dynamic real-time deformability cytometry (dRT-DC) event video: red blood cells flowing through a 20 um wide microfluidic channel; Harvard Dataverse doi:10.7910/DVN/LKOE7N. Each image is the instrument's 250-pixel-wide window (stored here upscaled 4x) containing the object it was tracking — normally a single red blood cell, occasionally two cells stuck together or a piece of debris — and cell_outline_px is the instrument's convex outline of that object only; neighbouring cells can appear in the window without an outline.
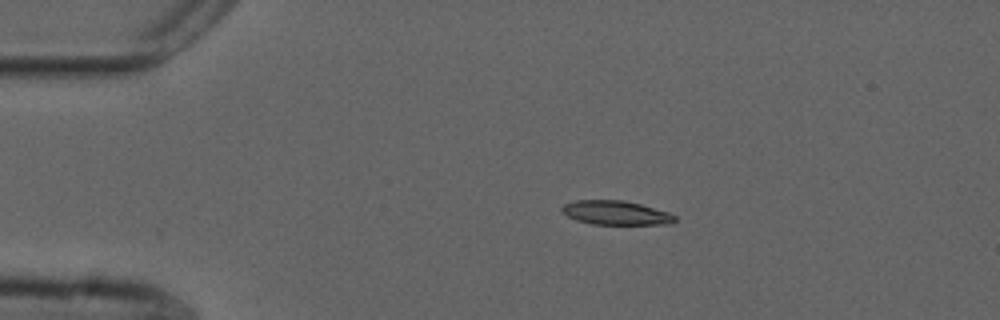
{"species": "common noctule bat (a hibernating species)", "species_latin": "Nyctalus noctula", "temperature_condition": "cold", "stored_images_in_passage": 34, "camera_frame_rate_fps": 3000, "um_per_image_px": 0.085, "animal": {"sex": "male", "forearm_length_mm": 52.5}, "frame": {"image": 1, "passage_image": 1, "time_ms": 0.0, "image_size_px": [1000, 320], "cell_outline_px": [[676, 220], [672, 224], [592, 224], [576, 220], [560, 212], [560, 208], [564, 204], [576, 200], [624, 200], [640, 204], [668, 212], [676, 216]], "centroid_in_image_um": [52.32, 18.08], "position_along_channel_um": 32.7, "area_um2": 15.9}}
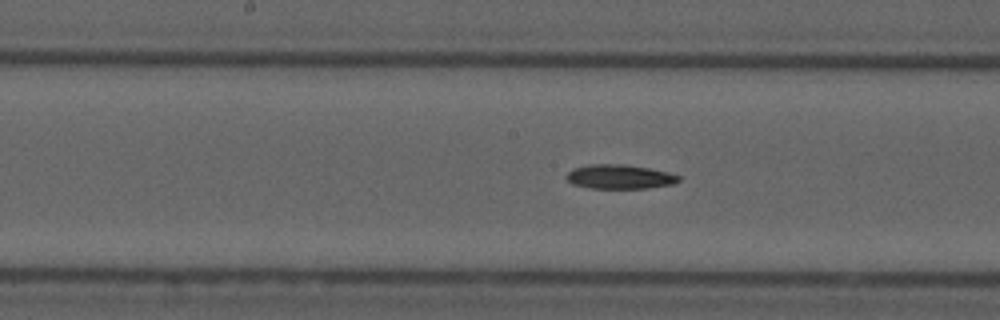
{"frame": {"image": 2, "passage_image": 18, "time_ms": 5.667, "image_size_px": [1000, 320], "cell_outline_px": [[680, 180], [672, 184], [644, 188], [588, 188], [572, 184], [564, 176], [572, 168], [588, 164], [624, 164], [648, 168], [668, 172], [680, 176]], "centroid_in_image_um": [52.61, 15.01], "position_along_channel_um": 195.6, "area_um2": 15.9}}
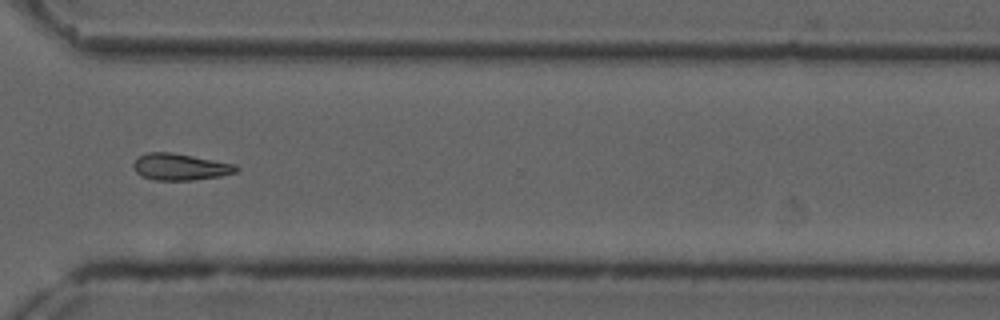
{"frame": {"image": 3, "passage_image": 31, "time_ms": 10.0, "image_size_px": [1000, 320], "cell_outline_px": [[240, 168], [236, 172], [220, 176], [192, 180], [152, 180], [140, 176], [136, 172], [132, 164], [140, 156], [148, 152], [172, 152], [236, 164]], "centroid_in_image_um": [15.32, 14.19], "position_along_channel_um": 355.3, "area_um2": 16.01}}